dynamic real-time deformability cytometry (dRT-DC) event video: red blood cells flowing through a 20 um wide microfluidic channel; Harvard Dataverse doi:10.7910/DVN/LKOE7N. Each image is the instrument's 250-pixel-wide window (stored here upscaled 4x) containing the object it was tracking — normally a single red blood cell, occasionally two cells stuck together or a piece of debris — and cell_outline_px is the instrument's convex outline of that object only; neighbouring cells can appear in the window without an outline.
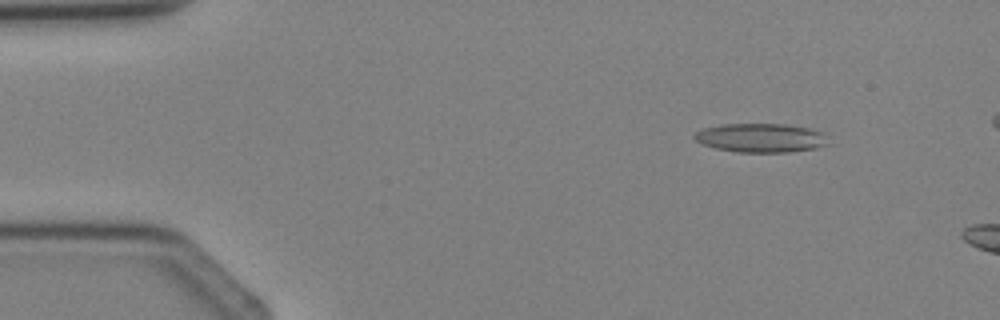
{"species": "Egyptian fruit bat (a non-hibernating species)", "species_latin": "Rousettus aegyptiacus", "temperature_condition": "cold", "stored_images_in_passage": 3, "camera_frame_rate_fps": 3000, "um_per_image_px": 0.085, "animal": {"sex": "female"}, "frame": {"image": 1, "passage_image": 2, "time_ms": 1.0, "image_size_px": [1000, 320], "cell_outline_px": [[828, 144], [816, 148], [788, 152], [736, 152], [716, 148], [704, 144], [696, 140], [692, 136], [696, 132], [704, 128], [720, 124], [784, 124], [812, 128], [828, 132]], "centroid_in_image_um": [64.75, 11.71], "position_along_channel_um": 20.3, "area_um2": 22.83}}